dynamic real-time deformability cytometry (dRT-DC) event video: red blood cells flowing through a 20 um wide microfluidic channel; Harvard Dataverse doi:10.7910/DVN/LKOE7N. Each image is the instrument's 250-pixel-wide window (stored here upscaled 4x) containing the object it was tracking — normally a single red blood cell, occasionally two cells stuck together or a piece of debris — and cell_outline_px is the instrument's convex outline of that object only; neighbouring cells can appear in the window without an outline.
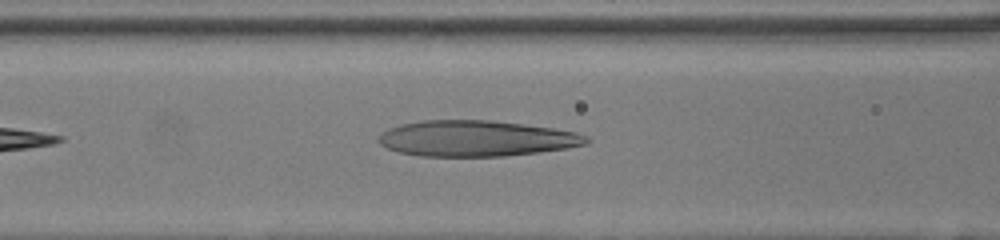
{"species": "human", "species_latin": "Homo sapiens", "temperature_condition": "room temperature", "stored_images_in_passage": 37, "camera_frame_rate_fps": 3000, "um_per_image_px": 0.085, "donor": {"sex": "female"}, "frame": {"image": 1, "passage_image": 10, "time_ms": 3.0, "image_size_px": [1000, 240], "cell_outline_px": [[588, 144], [568, 148], [540, 152], [504, 156], [420, 156], [400, 152], [388, 148], [380, 144], [376, 140], [388, 128], [400, 124], [424, 120], [488, 120], [524, 124], [552, 128], [576, 132], [588, 136]], "centroid_in_image_um": [40.49, 11.77], "position_along_channel_um": 126.1, "area_um2": 43.41}}
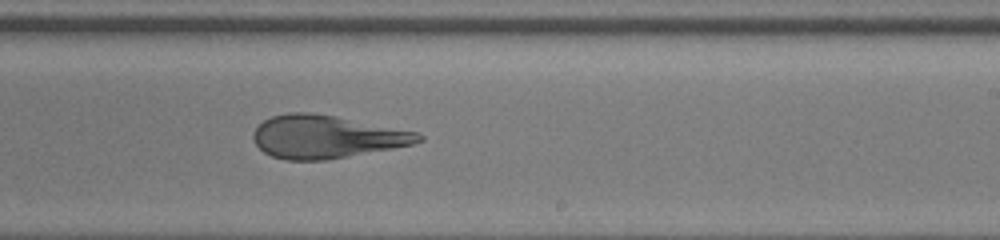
{"frame": {"image": 2, "passage_image": 20, "time_ms": 6.333, "image_size_px": [1000, 240], "cell_outline_px": [[424, 140], [412, 144], [392, 148], [324, 160], [284, 160], [272, 156], [264, 152], [256, 144], [252, 136], [252, 132], [264, 120], [272, 116], [288, 112], [308, 112], [336, 116], [420, 132], [424, 136]], "centroid_in_image_um": [27.74, 11.61], "position_along_channel_um": 261.3, "area_um2": 41.21}}
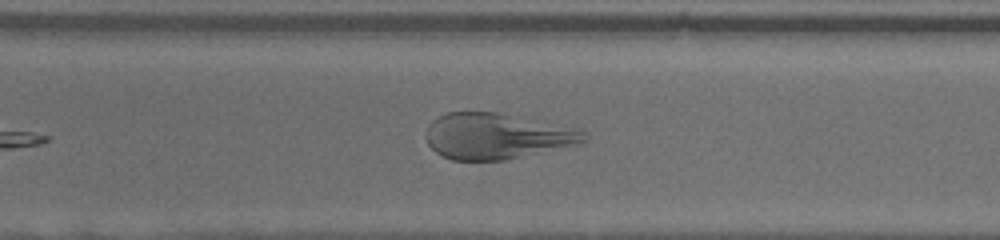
{"frame": {"image": 3, "passage_image": 25, "time_ms": 8.0, "image_size_px": [1000, 240], "cell_outline_px": [[588, 140], [576, 144], [504, 160], [452, 160], [436, 152], [428, 144], [428, 124], [432, 120], [448, 112], [496, 112], [580, 128], [588, 136]], "centroid_in_image_um": [42.24, 11.56], "position_along_channel_um": 328.4, "area_um2": 41.85}}